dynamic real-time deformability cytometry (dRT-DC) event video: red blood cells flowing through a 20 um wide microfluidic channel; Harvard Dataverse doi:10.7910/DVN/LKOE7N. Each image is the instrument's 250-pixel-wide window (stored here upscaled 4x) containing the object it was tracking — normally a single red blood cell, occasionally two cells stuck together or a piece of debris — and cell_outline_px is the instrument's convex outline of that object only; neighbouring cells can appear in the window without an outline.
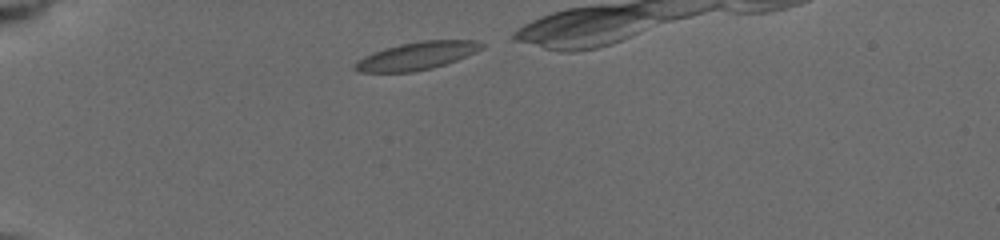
{"species": "common noctule bat (a hibernating species)", "species_latin": "Nyctalus noctula", "temperature_condition": "cold", "stored_images_in_passage": 15, "camera_frame_rate_fps": 3000, "um_per_image_px": 0.085, "animal": {"sex": "female", "body_mass_g": 19.5, "forearm_length_mm": 54.1}, "frame": {"image": 1, "passage_image": 1, "time_ms": 0.0, "image_size_px": [1000, 240], "cell_outline_px": [[484, 44], [480, 48], [456, 60], [432, 68], [412, 72], [356, 72], [352, 68], [364, 56], [372, 52], [384, 48], [400, 44], [420, 40], [476, 40]], "centroid_in_image_um": [35.36, 4.74], "position_along_channel_um": 49.6, "area_um2": 20.23}}
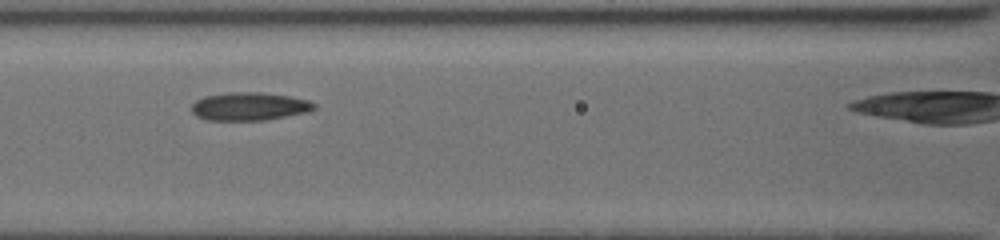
{"frame": {"image": 2, "passage_image": 10, "time_ms": 3.333, "image_size_px": [1000, 240], "cell_outline_px": [[316, 108], [308, 112], [264, 120], [208, 120], [196, 116], [192, 112], [192, 104], [196, 100], [204, 96], [228, 92], [260, 92], [288, 96], [308, 100], [316, 104]], "centroid_in_image_um": [21.18, 9.04], "position_along_channel_um": 145.4, "area_um2": 20.06}}
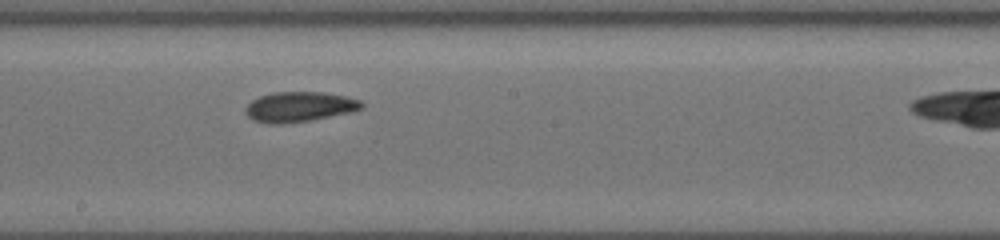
{"frame": {"image": 3, "passage_image": 13, "time_ms": 5.333, "image_size_px": [1000, 240], "cell_outline_px": [[364, 108], [348, 112], [308, 120], [276, 124], [268, 124], [252, 120], [244, 112], [244, 108], [252, 100], [260, 96], [272, 92], [324, 92], [344, 96], [360, 100], [364, 104]], "centroid_in_image_um": [25.4, 9.07], "position_along_channel_um": 222.8, "area_um2": 20.17}}